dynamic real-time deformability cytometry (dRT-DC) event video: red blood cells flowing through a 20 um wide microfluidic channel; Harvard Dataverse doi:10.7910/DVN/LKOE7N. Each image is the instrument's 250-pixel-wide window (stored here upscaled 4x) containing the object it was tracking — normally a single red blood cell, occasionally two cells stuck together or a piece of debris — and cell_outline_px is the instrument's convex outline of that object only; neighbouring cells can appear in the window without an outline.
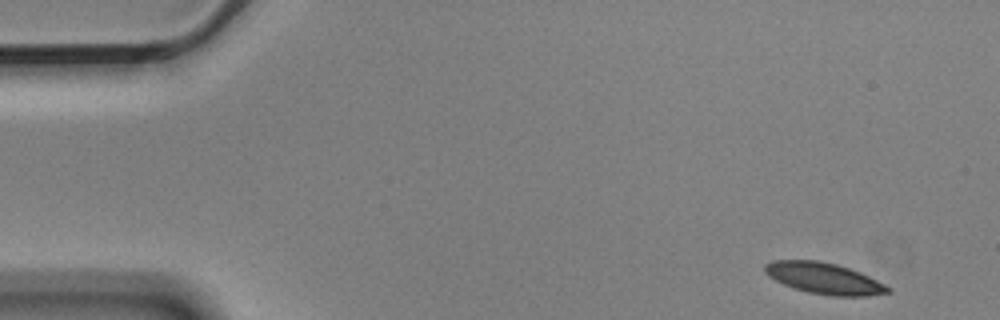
{"species": "Egyptian fruit bat (a non-hibernating species)", "species_latin": "Rousettus aegyptiacus", "temperature_condition": "cold", "stored_images_in_passage": 3, "camera_frame_rate_fps": 3000, "um_per_image_px": 0.085, "animal": {"sex": "male"}, "frame": {"image": 1, "passage_image": 1, "time_ms": 0.0, "image_size_px": [1000, 320], "cell_outline_px": [[892, 292], [868, 296], [832, 296], [808, 292], [792, 288], [768, 276], [764, 272], [764, 264], [772, 260], [816, 260], [836, 264], [860, 272], [892, 288]], "centroid_in_image_um": [70.04, 23.66], "position_along_channel_um": 15.0, "area_um2": 22.43}}
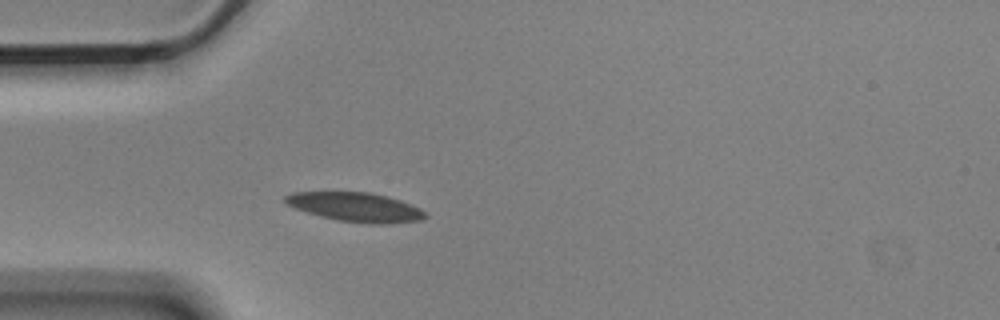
{"frame": {"image": 2, "passage_image": 3, "time_ms": 0.667, "image_size_px": [1000, 320], "cell_outline_px": [[428, 216], [420, 220], [384, 224], [372, 224], [340, 220], [320, 216], [296, 208], [288, 204], [284, 200], [284, 196], [292, 192], [372, 192], [388, 196], [412, 204], [420, 208]], "centroid_in_image_um": [30.26, 17.59], "position_along_channel_um": 54.7, "area_um2": 23.64}}